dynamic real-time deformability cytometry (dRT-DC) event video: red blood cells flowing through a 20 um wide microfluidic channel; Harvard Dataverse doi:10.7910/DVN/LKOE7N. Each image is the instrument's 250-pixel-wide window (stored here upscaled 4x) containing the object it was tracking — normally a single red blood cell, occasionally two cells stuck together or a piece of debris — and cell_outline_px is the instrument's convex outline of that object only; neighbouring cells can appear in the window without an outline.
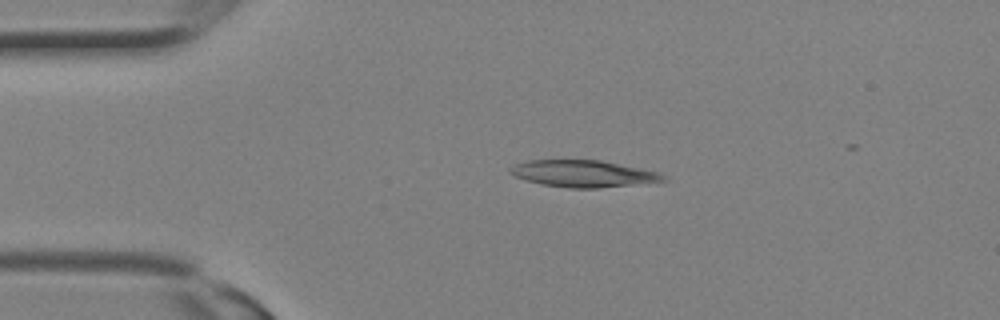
{"species": "Egyptian fruit bat (a non-hibernating species)", "species_latin": "Rousettus aegyptiacus", "temperature_condition": "room temperature", "stored_images_in_passage": 10, "camera_frame_rate_fps": 3000, "um_per_image_px": 0.085, "animal": {"sex": "female"}, "frame": {"image": 1, "passage_image": 2, "time_ms": 0.333, "image_size_px": [1000, 320], "cell_outline_px": [[668, 180], [600, 188], [572, 188], [540, 184], [516, 176], [508, 172], [508, 168], [516, 164], [528, 160], [600, 160], [660, 172]], "centroid_in_image_um": [49.57, 14.75], "position_along_channel_um": 35.4, "area_um2": 23.7}}
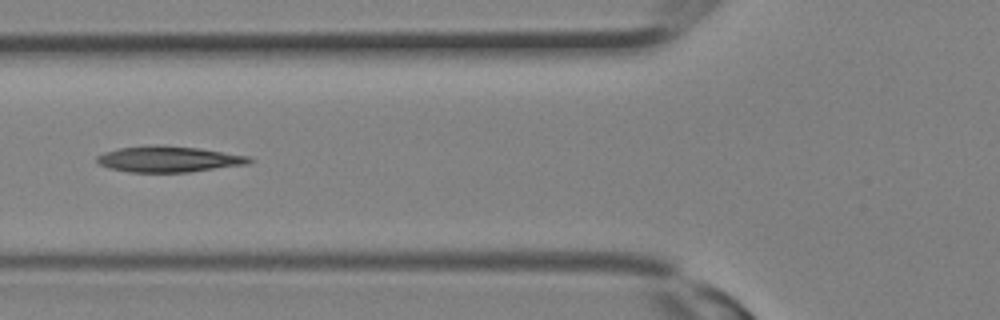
{"frame": {"image": 2, "passage_image": 7, "time_ms": 2.0, "image_size_px": [1000, 320], "cell_outline_px": [[252, 160], [248, 164], [188, 172], [128, 172], [108, 168], [100, 164], [96, 160], [96, 156], [104, 152], [120, 148], [196, 148], [248, 156]], "centroid_in_image_um": [14.33, 13.58], "position_along_channel_um": 111.5, "area_um2": 21.73}}
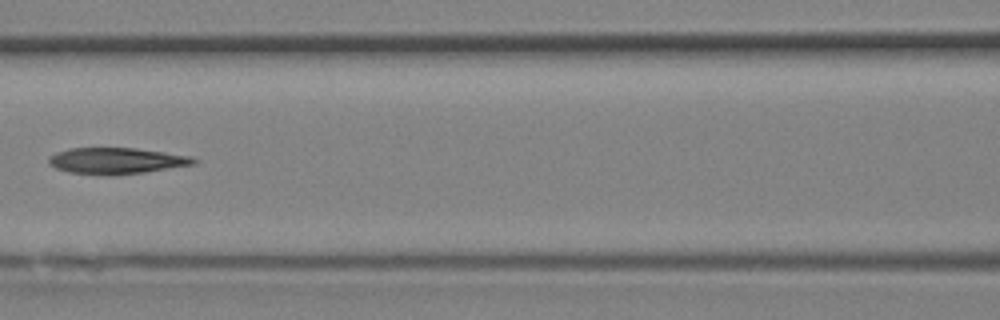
{"frame": {"image": 3, "passage_image": 9, "time_ms": 2.667, "image_size_px": [1000, 320], "cell_outline_px": [[200, 160], [196, 164], [144, 172], [112, 176], [68, 172], [56, 168], [48, 160], [48, 156], [56, 152], [68, 148], [136, 148], [192, 156]], "centroid_in_image_um": [9.92, 13.67], "position_along_channel_um": 156.7, "area_um2": 22.31}}